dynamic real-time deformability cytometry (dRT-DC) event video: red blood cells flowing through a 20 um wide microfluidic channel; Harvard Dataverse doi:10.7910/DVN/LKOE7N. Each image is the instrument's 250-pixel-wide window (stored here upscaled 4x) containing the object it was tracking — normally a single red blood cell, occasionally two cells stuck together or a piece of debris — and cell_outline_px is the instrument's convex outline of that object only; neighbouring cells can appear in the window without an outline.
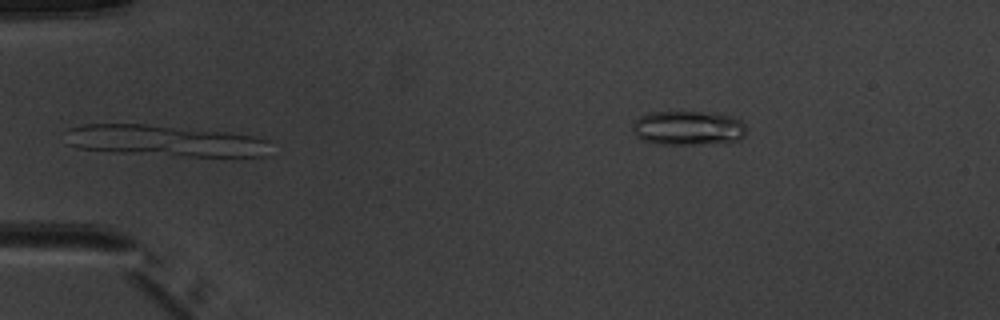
{"species": "common noctule bat (a hibernating species)", "species_latin": "Nyctalus noctula", "temperature_condition": "warm", "stored_images_in_passage": 4, "camera_frame_rate_fps": 3000, "um_per_image_px": 0.085, "animal": {"sex": "male", "body_mass_g": 20.1, "forearm_length_mm": 53.5}, "frame": {"image": 1, "passage_image": 4, "time_ms": 4.333, "image_size_px": [1000, 320], "cell_outline_px": [[268, 140], [264, 156], [188, 156], [112, 152], [76, 148], [68, 144], [64, 132], [68, 128], [84, 124], [148, 124], [228, 132], [252, 136]], "centroid_in_image_um": [13.89, 11.95], "position_along_channel_um": 71.1, "area_um2": 37.11}}